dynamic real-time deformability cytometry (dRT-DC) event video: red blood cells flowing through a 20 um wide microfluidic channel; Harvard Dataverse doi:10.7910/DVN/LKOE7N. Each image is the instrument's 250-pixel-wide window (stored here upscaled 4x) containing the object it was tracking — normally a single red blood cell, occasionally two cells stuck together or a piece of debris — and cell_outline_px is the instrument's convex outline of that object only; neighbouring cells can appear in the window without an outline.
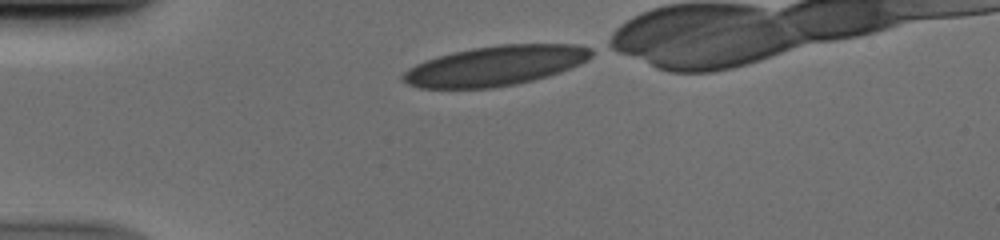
{"species": "human", "species_latin": "Homo sapiens", "temperature_condition": "cold", "stored_images_in_passage": 34, "camera_frame_rate_fps": 3000, "um_per_image_px": 0.085, "donor": {"sex": "male"}, "frame": {"image": 1, "passage_image": 1, "time_ms": 0.0, "image_size_px": [1000, 240], "cell_outline_px": [[592, 56], [588, 60], [580, 64], [560, 72], [548, 76], [516, 84], [492, 88], [420, 88], [408, 84], [400, 80], [400, 76], [408, 68], [424, 60], [452, 52], [472, 48], [500, 44], [576, 44], [592, 48]], "centroid_in_image_um": [42.09, 5.58], "position_along_channel_um": 42.9, "area_um2": 43.99}}
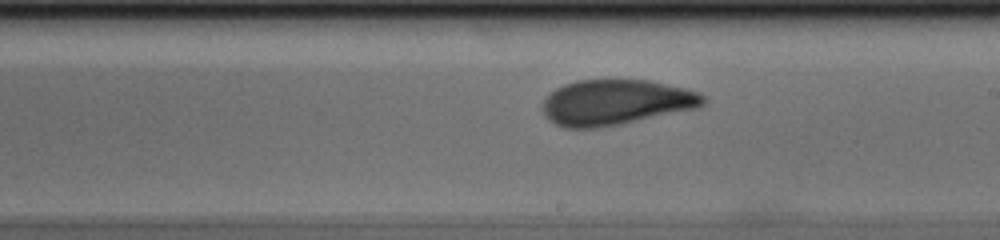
{"frame": {"image": 2, "passage_image": 18, "time_ms": 5.667, "image_size_px": [1000, 240], "cell_outline_px": [[708, 100], [704, 104], [696, 108], [620, 124], [596, 128], [564, 128], [548, 120], [544, 116], [540, 108], [544, 100], [556, 88], [564, 84], [576, 80], [648, 80], [684, 88], [696, 92], [704, 96]], "centroid_in_image_um": [52.29, 8.7], "position_along_channel_um": 236.7, "area_um2": 42.43}}
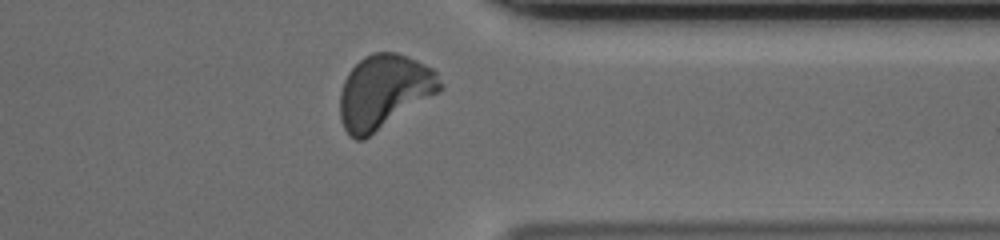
{"frame": {"image": 3, "passage_image": 29, "time_ms": 9.333, "image_size_px": [1000, 240], "cell_outline_px": [[444, 88], [440, 92], [364, 140], [356, 140], [344, 128], [340, 120], [340, 92], [344, 80], [348, 72], [364, 56], [372, 52], [396, 52], [416, 60], [432, 68], [436, 72], [444, 84]], "centroid_in_image_um": [32.66, 7.79], "position_along_channel_um": 378.7, "area_um2": 43.35}}